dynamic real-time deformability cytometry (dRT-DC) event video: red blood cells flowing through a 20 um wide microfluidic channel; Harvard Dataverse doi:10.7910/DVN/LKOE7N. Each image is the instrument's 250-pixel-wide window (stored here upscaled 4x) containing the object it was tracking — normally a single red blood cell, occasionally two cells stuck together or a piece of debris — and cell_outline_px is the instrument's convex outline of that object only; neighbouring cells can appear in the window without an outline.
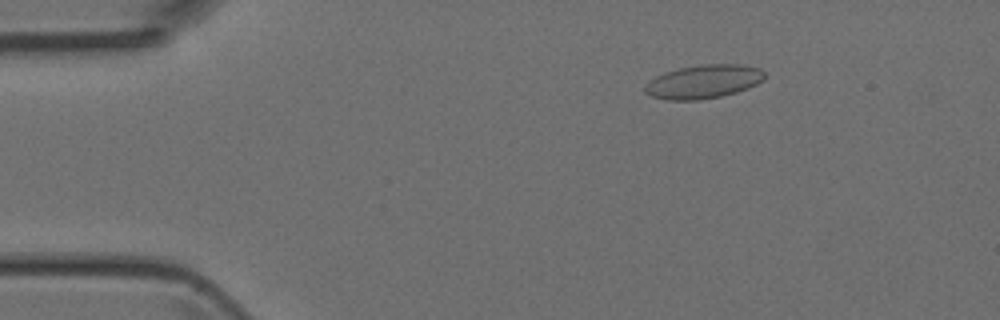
{"species": "Egyptian fruit bat (a non-hibernating species)", "species_latin": "Rousettus aegyptiacus", "temperature_condition": "room temperature", "stored_images_in_passage": 48, "camera_frame_rate_fps": 3000, "um_per_image_px": 0.085, "animal": {"sex": "female"}, "frame": {"image": 1, "passage_image": 8, "time_ms": 2.333, "image_size_px": [1000, 320], "cell_outline_px": [[764, 80], [748, 88], [736, 92], [720, 96], [700, 100], [668, 100], [652, 96], [644, 92], [644, 88], [656, 76], [664, 72], [680, 68], [700, 64], [744, 64], [760, 68], [764, 72]], "centroid_in_image_um": [59.83, 6.93], "position_along_channel_um": 25.2, "area_um2": 23.41}}
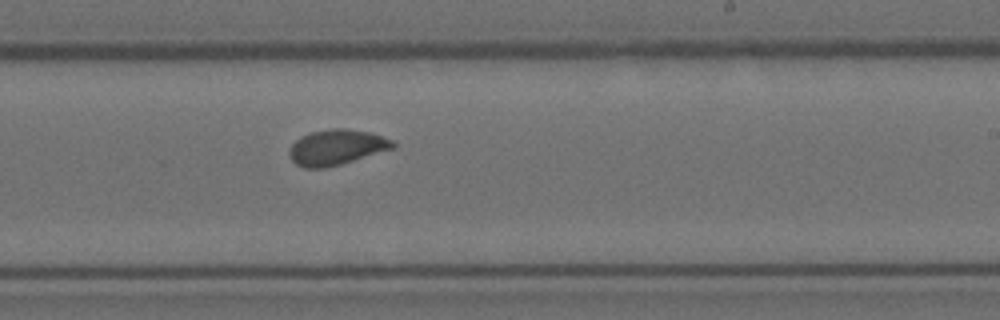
{"frame": {"image": 2, "passage_image": 29, "time_ms": 9.333, "image_size_px": [1000, 320], "cell_outline_px": [[396, 148], [340, 164], [324, 168], [304, 168], [296, 164], [288, 156], [288, 148], [300, 136], [312, 132], [332, 128], [344, 128], [372, 132], [392, 140], [396, 144]], "centroid_in_image_um": [28.6, 12.51], "position_along_channel_um": 260.4, "area_um2": 21.56}}
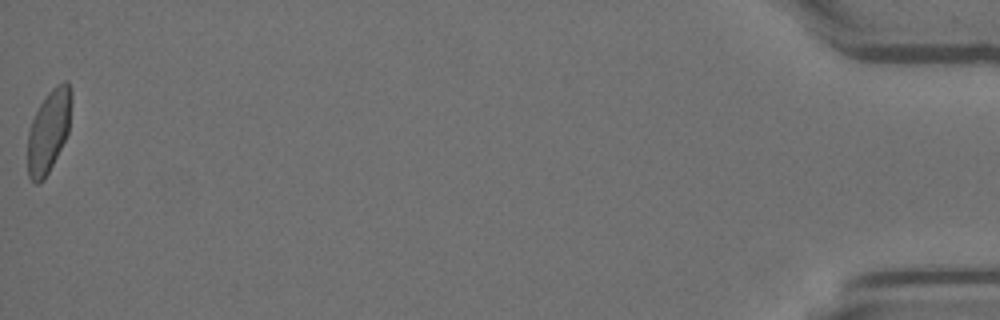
{"frame": {"image": 3, "passage_image": 48, "time_ms": 15.667, "image_size_px": [1000, 320], "cell_outline_px": [[72, 100], [68, 132], [44, 180], [40, 184], [36, 184], [28, 176], [28, 132], [32, 120], [40, 104], [48, 92], [56, 84], [64, 80], [68, 80], [72, 92]], "centroid_in_image_um": [4.15, 11.09], "position_along_channel_um": 431.1, "area_um2": 20.98}}